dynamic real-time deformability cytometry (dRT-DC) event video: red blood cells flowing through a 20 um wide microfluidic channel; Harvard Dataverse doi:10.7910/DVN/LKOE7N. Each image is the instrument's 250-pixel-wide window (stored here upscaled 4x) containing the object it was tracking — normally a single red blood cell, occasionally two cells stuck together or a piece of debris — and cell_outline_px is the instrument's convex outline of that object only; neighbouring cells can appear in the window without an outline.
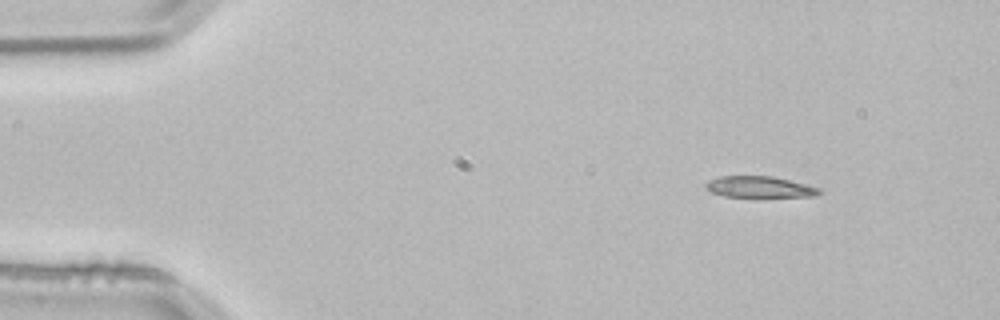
{"species": "common noctule bat (a hibernating species)", "species_latin": "Nyctalus noctula", "temperature_condition": "room temperature", "stored_images_in_passage": 2, "camera_frame_rate_fps": 3000, "um_per_image_px": 0.085, "animal": {"sex": "male", "body_mass_g": 21.5, "forearm_length_mm": 52.0}, "frame": {"image": 1, "passage_image": 1, "time_ms": 0.0, "image_size_px": [1000, 320], "cell_outline_px": [[824, 192], [816, 196], [760, 200], [756, 200], [724, 196], [712, 192], [704, 188], [704, 184], [708, 180], [720, 176], [772, 176], [808, 184], [820, 188]], "centroid_in_image_um": [64.62, 15.96], "position_along_channel_um": 20.4, "area_um2": 15.43}}